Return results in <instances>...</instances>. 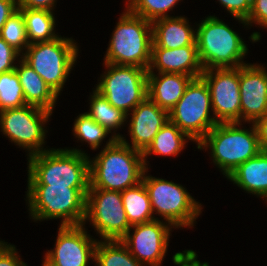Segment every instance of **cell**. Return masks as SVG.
Here are the masks:
<instances>
[{
    "mask_svg": "<svg viewBox=\"0 0 267 266\" xmlns=\"http://www.w3.org/2000/svg\"><path fill=\"white\" fill-rule=\"evenodd\" d=\"M201 77L210 90L215 120L218 123H242L239 67L207 69Z\"/></svg>",
    "mask_w": 267,
    "mask_h": 266,
    "instance_id": "13",
    "label": "cell"
},
{
    "mask_svg": "<svg viewBox=\"0 0 267 266\" xmlns=\"http://www.w3.org/2000/svg\"><path fill=\"white\" fill-rule=\"evenodd\" d=\"M19 64L15 71L19 76L26 104L53 112L58 95L21 57Z\"/></svg>",
    "mask_w": 267,
    "mask_h": 266,
    "instance_id": "21",
    "label": "cell"
},
{
    "mask_svg": "<svg viewBox=\"0 0 267 266\" xmlns=\"http://www.w3.org/2000/svg\"><path fill=\"white\" fill-rule=\"evenodd\" d=\"M86 220L92 222L103 240H120L131 228L120 191L89 188L84 224Z\"/></svg>",
    "mask_w": 267,
    "mask_h": 266,
    "instance_id": "12",
    "label": "cell"
},
{
    "mask_svg": "<svg viewBox=\"0 0 267 266\" xmlns=\"http://www.w3.org/2000/svg\"><path fill=\"white\" fill-rule=\"evenodd\" d=\"M211 94L202 77L193 78L183 96L169 111V120L197 144L218 123L210 115Z\"/></svg>",
    "mask_w": 267,
    "mask_h": 266,
    "instance_id": "9",
    "label": "cell"
},
{
    "mask_svg": "<svg viewBox=\"0 0 267 266\" xmlns=\"http://www.w3.org/2000/svg\"><path fill=\"white\" fill-rule=\"evenodd\" d=\"M24 17L29 44L50 41L58 37L55 34V17L52 11L45 9L18 8Z\"/></svg>",
    "mask_w": 267,
    "mask_h": 266,
    "instance_id": "25",
    "label": "cell"
},
{
    "mask_svg": "<svg viewBox=\"0 0 267 266\" xmlns=\"http://www.w3.org/2000/svg\"><path fill=\"white\" fill-rule=\"evenodd\" d=\"M154 69H157L158 73H179L193 78L201 77L204 71L197 45L168 49L158 47L153 42L148 72H153Z\"/></svg>",
    "mask_w": 267,
    "mask_h": 266,
    "instance_id": "18",
    "label": "cell"
},
{
    "mask_svg": "<svg viewBox=\"0 0 267 266\" xmlns=\"http://www.w3.org/2000/svg\"><path fill=\"white\" fill-rule=\"evenodd\" d=\"M181 0H127L126 9L132 14L153 22L160 18L170 17L167 11L173 10Z\"/></svg>",
    "mask_w": 267,
    "mask_h": 266,
    "instance_id": "29",
    "label": "cell"
},
{
    "mask_svg": "<svg viewBox=\"0 0 267 266\" xmlns=\"http://www.w3.org/2000/svg\"><path fill=\"white\" fill-rule=\"evenodd\" d=\"M17 255L14 245L0 240V266H27Z\"/></svg>",
    "mask_w": 267,
    "mask_h": 266,
    "instance_id": "35",
    "label": "cell"
},
{
    "mask_svg": "<svg viewBox=\"0 0 267 266\" xmlns=\"http://www.w3.org/2000/svg\"><path fill=\"white\" fill-rule=\"evenodd\" d=\"M239 125L242 124L217 123L197 144L198 149L209 147L213 162L225 177L262 150L253 123L250 130Z\"/></svg>",
    "mask_w": 267,
    "mask_h": 266,
    "instance_id": "4",
    "label": "cell"
},
{
    "mask_svg": "<svg viewBox=\"0 0 267 266\" xmlns=\"http://www.w3.org/2000/svg\"><path fill=\"white\" fill-rule=\"evenodd\" d=\"M71 38L29 44L21 58L59 96L78 57V46Z\"/></svg>",
    "mask_w": 267,
    "mask_h": 266,
    "instance_id": "7",
    "label": "cell"
},
{
    "mask_svg": "<svg viewBox=\"0 0 267 266\" xmlns=\"http://www.w3.org/2000/svg\"><path fill=\"white\" fill-rule=\"evenodd\" d=\"M17 10L16 0H0V31L8 18Z\"/></svg>",
    "mask_w": 267,
    "mask_h": 266,
    "instance_id": "37",
    "label": "cell"
},
{
    "mask_svg": "<svg viewBox=\"0 0 267 266\" xmlns=\"http://www.w3.org/2000/svg\"><path fill=\"white\" fill-rule=\"evenodd\" d=\"M3 38L12 48L20 54L29 46L25 20L22 12L18 9L5 22L0 31ZM24 49V50H23Z\"/></svg>",
    "mask_w": 267,
    "mask_h": 266,
    "instance_id": "30",
    "label": "cell"
},
{
    "mask_svg": "<svg viewBox=\"0 0 267 266\" xmlns=\"http://www.w3.org/2000/svg\"><path fill=\"white\" fill-rule=\"evenodd\" d=\"M123 207L129 224H141L159 219L154 217L148 191L141 181L121 192Z\"/></svg>",
    "mask_w": 267,
    "mask_h": 266,
    "instance_id": "24",
    "label": "cell"
},
{
    "mask_svg": "<svg viewBox=\"0 0 267 266\" xmlns=\"http://www.w3.org/2000/svg\"><path fill=\"white\" fill-rule=\"evenodd\" d=\"M196 44L204 70L246 64L242 60L248 48L243 39L215 16H208L200 22L196 29Z\"/></svg>",
    "mask_w": 267,
    "mask_h": 266,
    "instance_id": "6",
    "label": "cell"
},
{
    "mask_svg": "<svg viewBox=\"0 0 267 266\" xmlns=\"http://www.w3.org/2000/svg\"><path fill=\"white\" fill-rule=\"evenodd\" d=\"M157 74L148 72L147 94L160 108L169 112L183 96L193 77L179 73Z\"/></svg>",
    "mask_w": 267,
    "mask_h": 266,
    "instance_id": "19",
    "label": "cell"
},
{
    "mask_svg": "<svg viewBox=\"0 0 267 266\" xmlns=\"http://www.w3.org/2000/svg\"><path fill=\"white\" fill-rule=\"evenodd\" d=\"M90 98V109L86 113L107 131L111 133L112 130H117L125 124L124 122L127 120V114L111 105L108 100L97 91L94 90Z\"/></svg>",
    "mask_w": 267,
    "mask_h": 266,
    "instance_id": "27",
    "label": "cell"
},
{
    "mask_svg": "<svg viewBox=\"0 0 267 266\" xmlns=\"http://www.w3.org/2000/svg\"><path fill=\"white\" fill-rule=\"evenodd\" d=\"M147 172L148 168L144 170L142 181L150 197L153 215L154 212L161 215L174 228L193 227L202 205L182 185L147 176Z\"/></svg>",
    "mask_w": 267,
    "mask_h": 266,
    "instance_id": "8",
    "label": "cell"
},
{
    "mask_svg": "<svg viewBox=\"0 0 267 266\" xmlns=\"http://www.w3.org/2000/svg\"><path fill=\"white\" fill-rule=\"evenodd\" d=\"M172 227L159 219L135 224L120 241L143 266H160L167 252ZM132 228L133 234L130 232Z\"/></svg>",
    "mask_w": 267,
    "mask_h": 266,
    "instance_id": "14",
    "label": "cell"
},
{
    "mask_svg": "<svg viewBox=\"0 0 267 266\" xmlns=\"http://www.w3.org/2000/svg\"><path fill=\"white\" fill-rule=\"evenodd\" d=\"M241 121L254 123L267 114V71L260 64L239 66Z\"/></svg>",
    "mask_w": 267,
    "mask_h": 266,
    "instance_id": "16",
    "label": "cell"
},
{
    "mask_svg": "<svg viewBox=\"0 0 267 266\" xmlns=\"http://www.w3.org/2000/svg\"><path fill=\"white\" fill-rule=\"evenodd\" d=\"M79 149H48L28 157V185L89 186V156Z\"/></svg>",
    "mask_w": 267,
    "mask_h": 266,
    "instance_id": "2",
    "label": "cell"
},
{
    "mask_svg": "<svg viewBox=\"0 0 267 266\" xmlns=\"http://www.w3.org/2000/svg\"><path fill=\"white\" fill-rule=\"evenodd\" d=\"M188 139L193 141L177 125L168 120L154 136L152 143L143 152L145 168H148L146 163L148 155L176 156L184 149Z\"/></svg>",
    "mask_w": 267,
    "mask_h": 266,
    "instance_id": "23",
    "label": "cell"
},
{
    "mask_svg": "<svg viewBox=\"0 0 267 266\" xmlns=\"http://www.w3.org/2000/svg\"><path fill=\"white\" fill-rule=\"evenodd\" d=\"M19 56L22 55L0 37V74L14 70Z\"/></svg>",
    "mask_w": 267,
    "mask_h": 266,
    "instance_id": "33",
    "label": "cell"
},
{
    "mask_svg": "<svg viewBox=\"0 0 267 266\" xmlns=\"http://www.w3.org/2000/svg\"><path fill=\"white\" fill-rule=\"evenodd\" d=\"M130 114L132 116L128 131L131 147L143 153L169 120V112L160 108L147 96Z\"/></svg>",
    "mask_w": 267,
    "mask_h": 266,
    "instance_id": "17",
    "label": "cell"
},
{
    "mask_svg": "<svg viewBox=\"0 0 267 266\" xmlns=\"http://www.w3.org/2000/svg\"><path fill=\"white\" fill-rule=\"evenodd\" d=\"M85 225L60 226L55 249L45 253L44 266H88L95 259L97 242L85 230Z\"/></svg>",
    "mask_w": 267,
    "mask_h": 266,
    "instance_id": "15",
    "label": "cell"
},
{
    "mask_svg": "<svg viewBox=\"0 0 267 266\" xmlns=\"http://www.w3.org/2000/svg\"><path fill=\"white\" fill-rule=\"evenodd\" d=\"M227 11L243 25L250 14L252 0H218Z\"/></svg>",
    "mask_w": 267,
    "mask_h": 266,
    "instance_id": "32",
    "label": "cell"
},
{
    "mask_svg": "<svg viewBox=\"0 0 267 266\" xmlns=\"http://www.w3.org/2000/svg\"><path fill=\"white\" fill-rule=\"evenodd\" d=\"M18 8L45 9L53 11L56 0H16Z\"/></svg>",
    "mask_w": 267,
    "mask_h": 266,
    "instance_id": "36",
    "label": "cell"
},
{
    "mask_svg": "<svg viewBox=\"0 0 267 266\" xmlns=\"http://www.w3.org/2000/svg\"><path fill=\"white\" fill-rule=\"evenodd\" d=\"M130 145L118 133L109 138L103 150L89 160V188L122 192L142 181L143 153Z\"/></svg>",
    "mask_w": 267,
    "mask_h": 266,
    "instance_id": "1",
    "label": "cell"
},
{
    "mask_svg": "<svg viewBox=\"0 0 267 266\" xmlns=\"http://www.w3.org/2000/svg\"><path fill=\"white\" fill-rule=\"evenodd\" d=\"M262 150H267V114L253 123Z\"/></svg>",
    "mask_w": 267,
    "mask_h": 266,
    "instance_id": "38",
    "label": "cell"
},
{
    "mask_svg": "<svg viewBox=\"0 0 267 266\" xmlns=\"http://www.w3.org/2000/svg\"><path fill=\"white\" fill-rule=\"evenodd\" d=\"M27 186V203L33 220L62 218L60 226L84 225L89 186Z\"/></svg>",
    "mask_w": 267,
    "mask_h": 266,
    "instance_id": "3",
    "label": "cell"
},
{
    "mask_svg": "<svg viewBox=\"0 0 267 266\" xmlns=\"http://www.w3.org/2000/svg\"><path fill=\"white\" fill-rule=\"evenodd\" d=\"M26 105L22 86L14 70L0 74V112Z\"/></svg>",
    "mask_w": 267,
    "mask_h": 266,
    "instance_id": "28",
    "label": "cell"
},
{
    "mask_svg": "<svg viewBox=\"0 0 267 266\" xmlns=\"http://www.w3.org/2000/svg\"><path fill=\"white\" fill-rule=\"evenodd\" d=\"M107 71L101 75L95 91L114 107L127 114L147 96L148 70L138 66L104 63Z\"/></svg>",
    "mask_w": 267,
    "mask_h": 266,
    "instance_id": "10",
    "label": "cell"
},
{
    "mask_svg": "<svg viewBox=\"0 0 267 266\" xmlns=\"http://www.w3.org/2000/svg\"><path fill=\"white\" fill-rule=\"evenodd\" d=\"M152 22L128 9L120 16L112 33L104 63L147 69L151 62Z\"/></svg>",
    "mask_w": 267,
    "mask_h": 266,
    "instance_id": "5",
    "label": "cell"
},
{
    "mask_svg": "<svg viewBox=\"0 0 267 266\" xmlns=\"http://www.w3.org/2000/svg\"><path fill=\"white\" fill-rule=\"evenodd\" d=\"M76 118L72 130L74 136L78 140L87 142L91 149L96 150L110 132L93 120L86 112L79 114Z\"/></svg>",
    "mask_w": 267,
    "mask_h": 266,
    "instance_id": "31",
    "label": "cell"
},
{
    "mask_svg": "<svg viewBox=\"0 0 267 266\" xmlns=\"http://www.w3.org/2000/svg\"><path fill=\"white\" fill-rule=\"evenodd\" d=\"M52 112L25 105L20 108L7 109L0 112L1 132L8 136L11 142L28 150V157L41 153L45 143V125Z\"/></svg>",
    "mask_w": 267,
    "mask_h": 266,
    "instance_id": "11",
    "label": "cell"
},
{
    "mask_svg": "<svg viewBox=\"0 0 267 266\" xmlns=\"http://www.w3.org/2000/svg\"><path fill=\"white\" fill-rule=\"evenodd\" d=\"M153 42L161 48H178L196 44V29L190 26L187 18L171 16L152 22Z\"/></svg>",
    "mask_w": 267,
    "mask_h": 266,
    "instance_id": "20",
    "label": "cell"
},
{
    "mask_svg": "<svg viewBox=\"0 0 267 266\" xmlns=\"http://www.w3.org/2000/svg\"><path fill=\"white\" fill-rule=\"evenodd\" d=\"M245 22L248 26L256 23L267 28V0H252L251 11Z\"/></svg>",
    "mask_w": 267,
    "mask_h": 266,
    "instance_id": "34",
    "label": "cell"
},
{
    "mask_svg": "<svg viewBox=\"0 0 267 266\" xmlns=\"http://www.w3.org/2000/svg\"><path fill=\"white\" fill-rule=\"evenodd\" d=\"M97 266H143L120 240H101L95 249Z\"/></svg>",
    "mask_w": 267,
    "mask_h": 266,
    "instance_id": "26",
    "label": "cell"
},
{
    "mask_svg": "<svg viewBox=\"0 0 267 266\" xmlns=\"http://www.w3.org/2000/svg\"><path fill=\"white\" fill-rule=\"evenodd\" d=\"M227 179L247 193L263 198L267 193V150L240 164Z\"/></svg>",
    "mask_w": 267,
    "mask_h": 266,
    "instance_id": "22",
    "label": "cell"
}]
</instances>
